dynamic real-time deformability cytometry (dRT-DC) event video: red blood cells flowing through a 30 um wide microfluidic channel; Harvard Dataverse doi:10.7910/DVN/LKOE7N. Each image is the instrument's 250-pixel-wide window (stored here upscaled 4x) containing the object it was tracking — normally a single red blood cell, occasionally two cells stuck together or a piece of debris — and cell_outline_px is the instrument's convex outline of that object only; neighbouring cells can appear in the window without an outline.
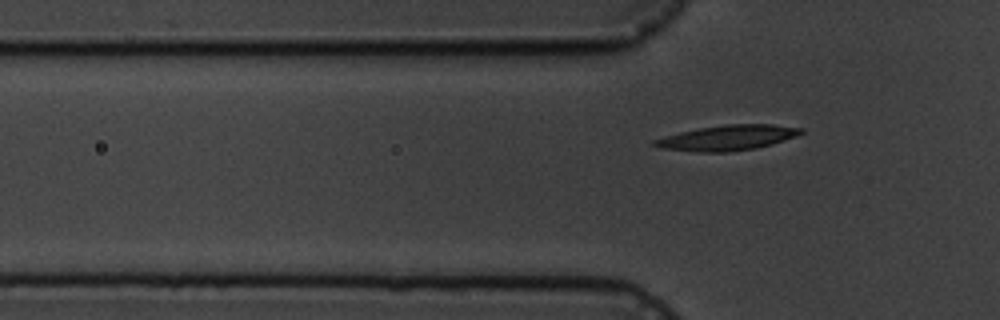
{"species": "common noctule bat (a hibernating species)", "species_latin": "Nyctalus noctula", "temperature_condition": "cold", "stored_images_in_passage": 5, "camera_frame_rate_fps": 3000, "um_per_image_px": 0.085, "animal": {"sex": "male", "body_mass_g": 19.5, "forearm_length_mm": 54.6}, "frame": {"image": 1, "passage_image": 5, "time_ms": 5.333, "image_size_px": [1000, 320], "cell_outline_px": [[804, 132], [796, 136], [772, 144], [756, 148], [728, 152], [696, 152], [660, 148], [652, 144], [652, 140], [664, 136], [680, 132], [700, 128], [724, 124], [772, 124], [804, 128]], "centroid_in_image_um": [61.83, 11.71], "position_along_channel_um": 64.0, "area_um2": 21.62}}